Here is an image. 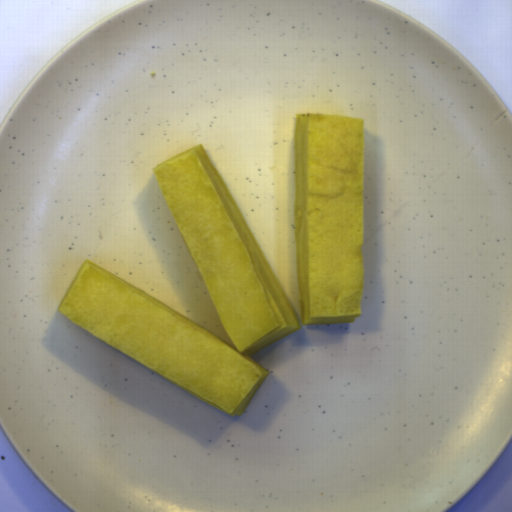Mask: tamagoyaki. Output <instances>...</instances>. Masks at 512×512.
Segmentation results:
<instances>
[{
	"mask_svg": "<svg viewBox=\"0 0 512 512\" xmlns=\"http://www.w3.org/2000/svg\"><path fill=\"white\" fill-rule=\"evenodd\" d=\"M153 176L232 345L90 259L57 310L135 363L241 416L269 374L251 354L301 326L203 145L153 167Z\"/></svg>",
	"mask_w": 512,
	"mask_h": 512,
	"instance_id": "obj_1",
	"label": "tamagoyaki"
},
{
	"mask_svg": "<svg viewBox=\"0 0 512 512\" xmlns=\"http://www.w3.org/2000/svg\"><path fill=\"white\" fill-rule=\"evenodd\" d=\"M364 119L296 115L294 216L301 322L361 314Z\"/></svg>",
	"mask_w": 512,
	"mask_h": 512,
	"instance_id": "obj_2",
	"label": "tamagoyaki"
}]
</instances>
